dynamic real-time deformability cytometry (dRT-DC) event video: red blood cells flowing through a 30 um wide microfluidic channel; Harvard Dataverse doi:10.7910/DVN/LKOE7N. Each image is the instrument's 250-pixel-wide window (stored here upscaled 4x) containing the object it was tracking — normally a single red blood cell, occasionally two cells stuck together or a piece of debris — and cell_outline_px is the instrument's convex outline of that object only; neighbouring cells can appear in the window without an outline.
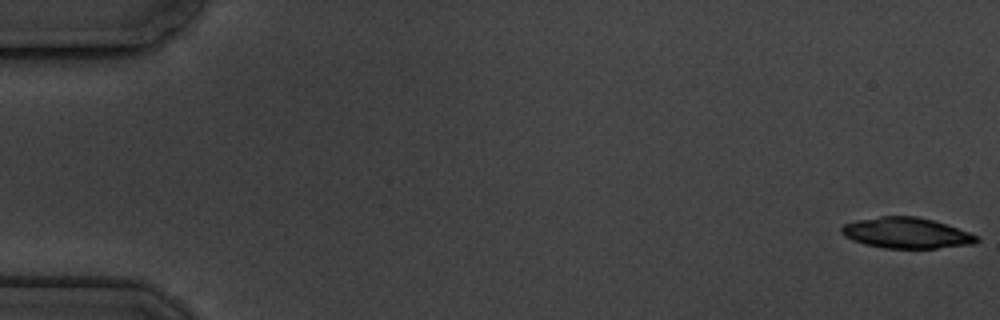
{"species": "common noctule bat (a hibernating species)", "species_latin": "Nyctalus noctula", "temperature_condition": "cold", "stored_images_in_passage": 6, "camera_frame_rate_fps": 3000, "um_per_image_px": 0.085, "animal": {"sex": "male", "body_mass_g": 19.5, "forearm_length_mm": 54.6}, "frame": {"image": 1, "passage_image": 1, "time_ms": 0.0, "image_size_px": [1000, 320], "cell_outline_px": [[980, 240], [976, 244], [936, 248], [884, 248], [864, 244], [852, 240], [844, 236], [840, 232], [840, 228], [844, 224], [856, 220], [880, 216], [916, 216], [932, 220], [980, 236]], "centroid_in_image_um": [77.03, 19.81], "position_along_channel_um": 8.0, "area_um2": 24.28}}
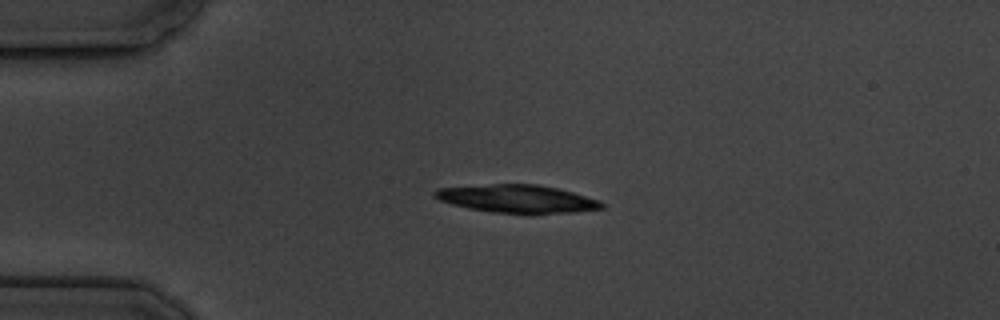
{"frame": {"image": 2, "passage_image": 5, "time_ms": 4.333, "image_size_px": [1000, 320], "cell_outline_px": [[604, 208], [576, 212], [528, 216], [492, 212], [468, 208], [452, 204], [440, 200], [432, 196], [432, 192], [436, 188], [492, 184], [536, 184], [556, 188], [572, 192], [600, 200], [604, 204]], "centroid_in_image_um": [43.98, 16.93], "position_along_channel_um": 41.0, "area_um2": 27.98}}